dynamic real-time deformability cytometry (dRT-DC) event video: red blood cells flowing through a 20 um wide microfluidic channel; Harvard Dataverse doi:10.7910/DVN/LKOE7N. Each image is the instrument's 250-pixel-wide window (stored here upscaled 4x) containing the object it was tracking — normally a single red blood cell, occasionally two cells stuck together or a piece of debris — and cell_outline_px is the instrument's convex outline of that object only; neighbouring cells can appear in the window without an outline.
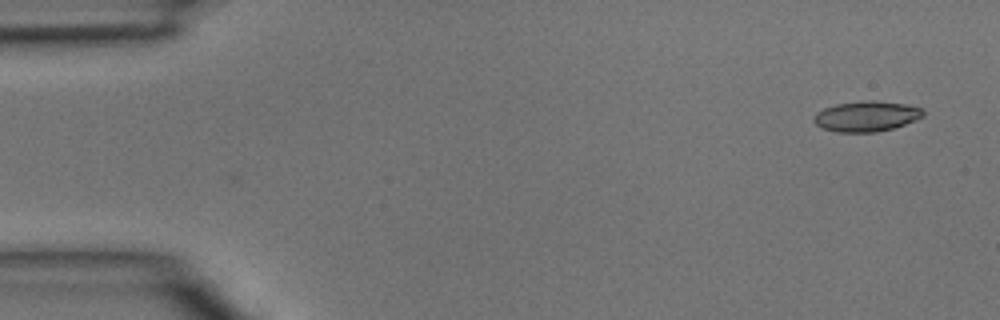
{"species": "common noctule bat (a hibernating species)", "species_latin": "Nyctalus noctula", "temperature_condition": "room temperature", "stored_images_in_passage": 4, "camera_frame_rate_fps": 3000, "um_per_image_px": 0.085, "animal": {"sex": "male", "body_mass_g": 15.6}, "frame": {"image": 1, "passage_image": 1, "time_ms": 0.0, "image_size_px": [1000, 320], "cell_outline_px": [[924, 116], [916, 120], [892, 128], [876, 132], [836, 132], [820, 128], [812, 120], [812, 116], [816, 112], [824, 108], [836, 104], [864, 100], [876, 100], [904, 104], [920, 108], [924, 112]], "centroid_in_image_um": [73.59, 9.88], "position_along_channel_um": 11.4, "area_um2": 19.48}}